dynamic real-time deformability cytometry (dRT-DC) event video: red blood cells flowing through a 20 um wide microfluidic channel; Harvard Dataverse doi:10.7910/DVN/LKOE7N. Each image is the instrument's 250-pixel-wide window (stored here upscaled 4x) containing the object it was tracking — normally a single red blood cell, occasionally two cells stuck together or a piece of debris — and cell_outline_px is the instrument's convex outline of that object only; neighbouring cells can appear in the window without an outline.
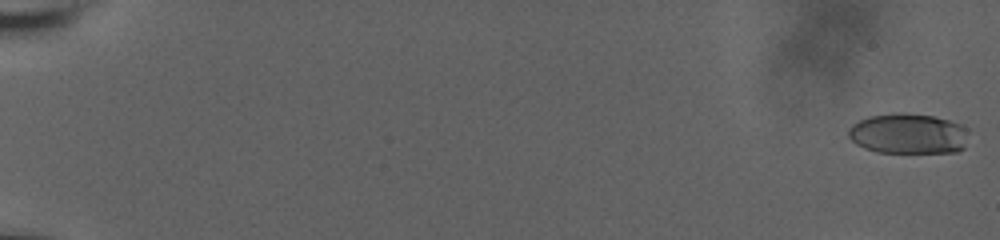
{"species": "human", "species_latin": "Homo sapiens", "temperature_condition": "room temperature", "stored_images_in_passage": 19, "camera_frame_rate_fps": 3000, "um_per_image_px": 0.085, "donor": {"sex": "male"}, "frame": {"image": 1, "passage_image": 2, "time_ms": 0.333, "image_size_px": [1000, 240], "cell_outline_px": [[968, 128], [964, 148], [956, 152], [876, 152], [864, 148], [856, 144], [848, 136], [848, 128], [852, 124], [868, 116], [896, 112], [932, 116], [948, 120], [960, 124]], "centroid_in_image_um": [77.18, 11.36], "position_along_channel_um": 7.8, "area_um2": 28.32}}